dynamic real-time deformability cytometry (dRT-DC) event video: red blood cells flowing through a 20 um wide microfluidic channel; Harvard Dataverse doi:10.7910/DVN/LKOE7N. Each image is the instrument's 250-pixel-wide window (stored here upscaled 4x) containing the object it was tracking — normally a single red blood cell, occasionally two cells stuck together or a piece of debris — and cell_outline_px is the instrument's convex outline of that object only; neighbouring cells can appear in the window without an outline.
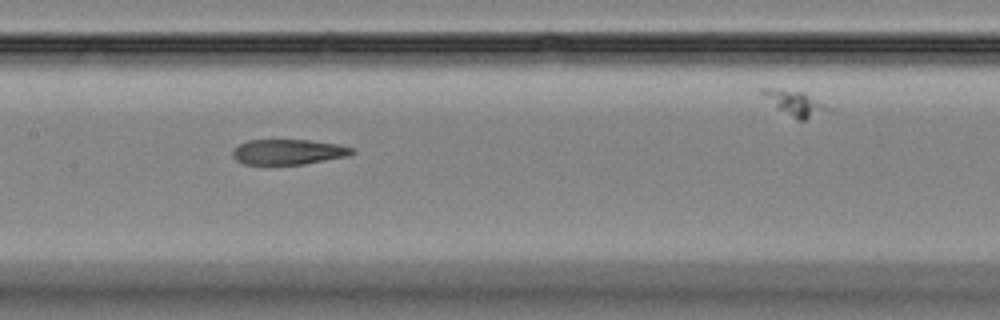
{"species": "Egyptian fruit bat (a non-hibernating species)", "species_latin": "Rousettus aegyptiacus", "temperature_condition": "room temperature", "stored_images_in_passage": 34, "camera_frame_rate_fps": 3000, "um_per_image_px": 0.085, "animal": {"sex": "female"}, "frame": {"image": 1, "passage_image": 9, "time_ms": 2.667, "image_size_px": [1000, 320], "cell_outline_px": [[356, 152], [348, 156], [304, 164], [244, 164], [236, 160], [232, 156], [232, 152], [240, 144], [248, 140], [308, 140], [340, 144], [352, 148]], "centroid_in_image_um": [24.53, 12.91], "position_along_channel_um": 182.9, "area_um2": 17.51}}
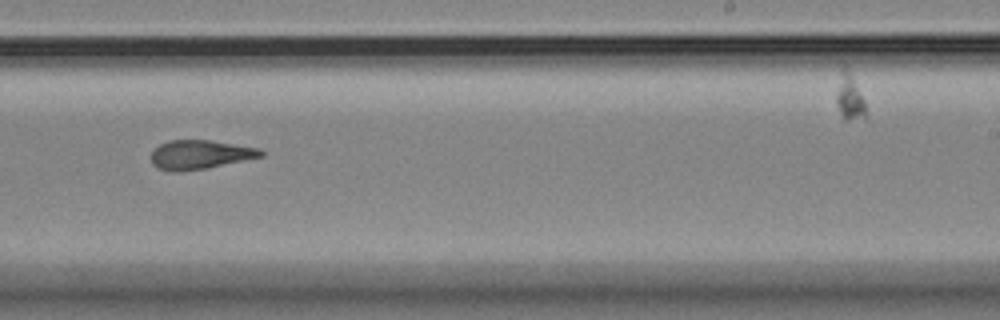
{"frame": {"image": 2, "passage_image": 16, "time_ms": 5.0, "image_size_px": [1000, 320], "cell_outline_px": [[264, 156], [208, 168], [180, 172], [168, 172], [156, 168], [152, 164], [152, 152], [160, 144], [168, 140], [208, 140], [260, 148], [264, 152]], "centroid_in_image_um": [16.99, 13.16], "position_along_channel_um": 272.0, "area_um2": 18.73}}
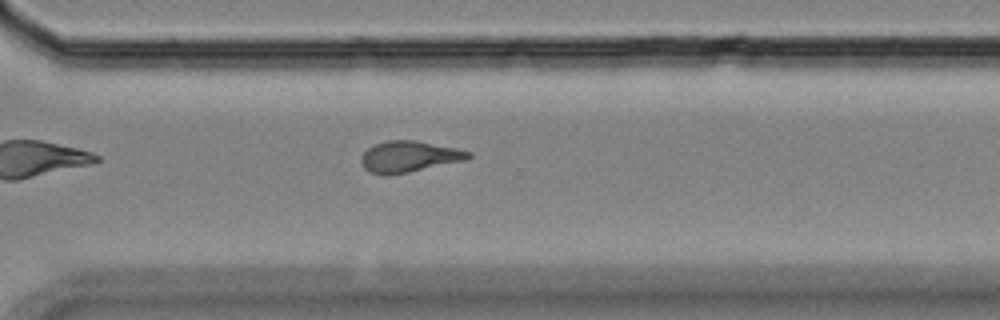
{"frame": {"image": 3, "passage_image": 21, "time_ms": 6.667, "image_size_px": [1000, 320], "cell_outline_px": [[472, 156], [468, 160], [408, 172], [384, 176], [368, 172], [364, 168], [360, 160], [364, 152], [368, 148], [376, 144], [388, 140], [412, 140], [456, 148], [472, 152]], "centroid_in_image_um": [34.78, 13.33], "position_along_channel_um": 335.8, "area_um2": 19.48}, "authors_computed_cell_mechanics": {"area_um2": 18.7272, "velocity_mm_per_s": 3.8329, "shape_relaxation_time_tau1_ms": null, "shape_relaxation_time_tau2_ms": 1.7994, "deformation_change_tau1": null, "deformation_change_tau2": 0.1056}}